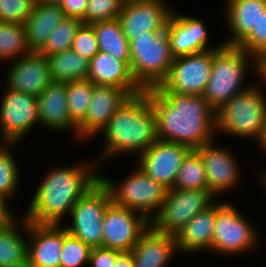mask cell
I'll use <instances>...</instances> for the list:
<instances>
[{"label":"cell","instance_id":"1","mask_svg":"<svg viewBox=\"0 0 266 267\" xmlns=\"http://www.w3.org/2000/svg\"><path fill=\"white\" fill-rule=\"evenodd\" d=\"M148 90L159 140L191 149L216 140V110L203 95L160 92L156 87Z\"/></svg>","mask_w":266,"mask_h":267},{"label":"cell","instance_id":"2","mask_svg":"<svg viewBox=\"0 0 266 267\" xmlns=\"http://www.w3.org/2000/svg\"><path fill=\"white\" fill-rule=\"evenodd\" d=\"M82 162L45 171L23 214L27 221L61 225L69 217L75 203L100 180L97 162Z\"/></svg>","mask_w":266,"mask_h":267},{"label":"cell","instance_id":"3","mask_svg":"<svg viewBox=\"0 0 266 267\" xmlns=\"http://www.w3.org/2000/svg\"><path fill=\"white\" fill-rule=\"evenodd\" d=\"M104 136L102 159H112L121 154L138 157L148 149L157 138L156 115L150 101L149 90L129 95L118 107L107 126L99 135ZM101 158V159H100Z\"/></svg>","mask_w":266,"mask_h":267},{"label":"cell","instance_id":"4","mask_svg":"<svg viewBox=\"0 0 266 267\" xmlns=\"http://www.w3.org/2000/svg\"><path fill=\"white\" fill-rule=\"evenodd\" d=\"M247 67L255 71V57L242 48L223 44L213 49L211 75L203 96L216 111L252 86L242 83L249 70Z\"/></svg>","mask_w":266,"mask_h":267},{"label":"cell","instance_id":"5","mask_svg":"<svg viewBox=\"0 0 266 267\" xmlns=\"http://www.w3.org/2000/svg\"><path fill=\"white\" fill-rule=\"evenodd\" d=\"M261 88V89H260ZM262 87L253 85L235 95L216 111L217 135L254 139L261 136L266 118V96Z\"/></svg>","mask_w":266,"mask_h":267},{"label":"cell","instance_id":"6","mask_svg":"<svg viewBox=\"0 0 266 267\" xmlns=\"http://www.w3.org/2000/svg\"><path fill=\"white\" fill-rule=\"evenodd\" d=\"M129 46L130 68L136 82L144 90L159 86L175 58L167 31L137 35L129 41Z\"/></svg>","mask_w":266,"mask_h":267},{"label":"cell","instance_id":"7","mask_svg":"<svg viewBox=\"0 0 266 267\" xmlns=\"http://www.w3.org/2000/svg\"><path fill=\"white\" fill-rule=\"evenodd\" d=\"M135 166L121 182L103 175L100 180L109 189L114 204L139 212L150 221L162 206L168 189Z\"/></svg>","mask_w":266,"mask_h":267},{"label":"cell","instance_id":"8","mask_svg":"<svg viewBox=\"0 0 266 267\" xmlns=\"http://www.w3.org/2000/svg\"><path fill=\"white\" fill-rule=\"evenodd\" d=\"M258 230L234 204L216 202V220L212 251L217 255H244L255 248L260 240Z\"/></svg>","mask_w":266,"mask_h":267},{"label":"cell","instance_id":"9","mask_svg":"<svg viewBox=\"0 0 266 267\" xmlns=\"http://www.w3.org/2000/svg\"><path fill=\"white\" fill-rule=\"evenodd\" d=\"M216 198L209 190L169 189L150 225L156 231L176 235L194 216L211 207Z\"/></svg>","mask_w":266,"mask_h":267},{"label":"cell","instance_id":"10","mask_svg":"<svg viewBox=\"0 0 266 267\" xmlns=\"http://www.w3.org/2000/svg\"><path fill=\"white\" fill-rule=\"evenodd\" d=\"M111 202L109 189L99 180L73 206L66 231L91 248L102 247L103 218Z\"/></svg>","mask_w":266,"mask_h":267},{"label":"cell","instance_id":"11","mask_svg":"<svg viewBox=\"0 0 266 267\" xmlns=\"http://www.w3.org/2000/svg\"><path fill=\"white\" fill-rule=\"evenodd\" d=\"M213 50L175 57L167 77L156 88L160 92L203 95L209 82Z\"/></svg>","mask_w":266,"mask_h":267},{"label":"cell","instance_id":"12","mask_svg":"<svg viewBox=\"0 0 266 267\" xmlns=\"http://www.w3.org/2000/svg\"><path fill=\"white\" fill-rule=\"evenodd\" d=\"M0 105V134L4 143H20L39 123L37 97L3 88ZM20 141V142H19Z\"/></svg>","mask_w":266,"mask_h":267},{"label":"cell","instance_id":"13","mask_svg":"<svg viewBox=\"0 0 266 267\" xmlns=\"http://www.w3.org/2000/svg\"><path fill=\"white\" fill-rule=\"evenodd\" d=\"M149 226L150 221L141 213L111 202L103 218L102 247L131 251Z\"/></svg>","mask_w":266,"mask_h":267},{"label":"cell","instance_id":"14","mask_svg":"<svg viewBox=\"0 0 266 267\" xmlns=\"http://www.w3.org/2000/svg\"><path fill=\"white\" fill-rule=\"evenodd\" d=\"M173 9L164 0H125L118 20L128 41L147 32H163Z\"/></svg>","mask_w":266,"mask_h":267},{"label":"cell","instance_id":"15","mask_svg":"<svg viewBox=\"0 0 266 267\" xmlns=\"http://www.w3.org/2000/svg\"><path fill=\"white\" fill-rule=\"evenodd\" d=\"M192 149L186 145L157 140L137 158V166L168 190L174 182L184 158Z\"/></svg>","mask_w":266,"mask_h":267},{"label":"cell","instance_id":"16","mask_svg":"<svg viewBox=\"0 0 266 267\" xmlns=\"http://www.w3.org/2000/svg\"><path fill=\"white\" fill-rule=\"evenodd\" d=\"M171 52L174 57L219 49L224 43L209 47V30L204 21L198 17L179 14L173 11L166 25Z\"/></svg>","mask_w":266,"mask_h":267},{"label":"cell","instance_id":"17","mask_svg":"<svg viewBox=\"0 0 266 267\" xmlns=\"http://www.w3.org/2000/svg\"><path fill=\"white\" fill-rule=\"evenodd\" d=\"M215 141L196 149L201 156L206 171L209 191L216 197L234 189L240 183L241 169L236 153L224 146H216ZM214 143V144H213Z\"/></svg>","mask_w":266,"mask_h":267},{"label":"cell","instance_id":"18","mask_svg":"<svg viewBox=\"0 0 266 267\" xmlns=\"http://www.w3.org/2000/svg\"><path fill=\"white\" fill-rule=\"evenodd\" d=\"M7 67L4 86L9 89L38 97L52 83L47 58L39 52L31 51Z\"/></svg>","mask_w":266,"mask_h":267},{"label":"cell","instance_id":"19","mask_svg":"<svg viewBox=\"0 0 266 267\" xmlns=\"http://www.w3.org/2000/svg\"><path fill=\"white\" fill-rule=\"evenodd\" d=\"M128 96L120 87L94 85L85 119L77 126L79 142L100 134Z\"/></svg>","mask_w":266,"mask_h":267},{"label":"cell","instance_id":"20","mask_svg":"<svg viewBox=\"0 0 266 267\" xmlns=\"http://www.w3.org/2000/svg\"><path fill=\"white\" fill-rule=\"evenodd\" d=\"M63 225L28 221L27 267H60Z\"/></svg>","mask_w":266,"mask_h":267},{"label":"cell","instance_id":"21","mask_svg":"<svg viewBox=\"0 0 266 267\" xmlns=\"http://www.w3.org/2000/svg\"><path fill=\"white\" fill-rule=\"evenodd\" d=\"M38 125L55 132H73L77 138V125L68 112L66 82H52L38 97ZM65 131V132H64Z\"/></svg>","mask_w":266,"mask_h":267},{"label":"cell","instance_id":"22","mask_svg":"<svg viewBox=\"0 0 266 267\" xmlns=\"http://www.w3.org/2000/svg\"><path fill=\"white\" fill-rule=\"evenodd\" d=\"M176 252L175 235L156 231L151 225L131 250L135 267H166Z\"/></svg>","mask_w":266,"mask_h":267},{"label":"cell","instance_id":"23","mask_svg":"<svg viewBox=\"0 0 266 267\" xmlns=\"http://www.w3.org/2000/svg\"><path fill=\"white\" fill-rule=\"evenodd\" d=\"M87 79L95 85L120 87L129 95L144 90L134 79L127 63L114 59L109 53L102 51L90 60Z\"/></svg>","mask_w":266,"mask_h":267},{"label":"cell","instance_id":"24","mask_svg":"<svg viewBox=\"0 0 266 267\" xmlns=\"http://www.w3.org/2000/svg\"><path fill=\"white\" fill-rule=\"evenodd\" d=\"M27 250L28 221L26 218L14 216L9 220L0 221V267H27Z\"/></svg>","mask_w":266,"mask_h":267},{"label":"cell","instance_id":"25","mask_svg":"<svg viewBox=\"0 0 266 267\" xmlns=\"http://www.w3.org/2000/svg\"><path fill=\"white\" fill-rule=\"evenodd\" d=\"M216 220V202L207 210L194 216L175 235L178 252L198 254L211 251Z\"/></svg>","mask_w":266,"mask_h":267},{"label":"cell","instance_id":"26","mask_svg":"<svg viewBox=\"0 0 266 267\" xmlns=\"http://www.w3.org/2000/svg\"><path fill=\"white\" fill-rule=\"evenodd\" d=\"M225 21L230 38L225 45L237 46L257 25L259 15L266 9V0H226Z\"/></svg>","mask_w":266,"mask_h":267},{"label":"cell","instance_id":"27","mask_svg":"<svg viewBox=\"0 0 266 267\" xmlns=\"http://www.w3.org/2000/svg\"><path fill=\"white\" fill-rule=\"evenodd\" d=\"M66 18L59 4L36 0L32 13L25 22L27 45L38 52L46 43L54 28Z\"/></svg>","mask_w":266,"mask_h":267},{"label":"cell","instance_id":"28","mask_svg":"<svg viewBox=\"0 0 266 267\" xmlns=\"http://www.w3.org/2000/svg\"><path fill=\"white\" fill-rule=\"evenodd\" d=\"M52 82L87 79L90 60L72 49L46 55Z\"/></svg>","mask_w":266,"mask_h":267},{"label":"cell","instance_id":"29","mask_svg":"<svg viewBox=\"0 0 266 267\" xmlns=\"http://www.w3.org/2000/svg\"><path fill=\"white\" fill-rule=\"evenodd\" d=\"M97 37L99 51L109 53L114 59L130 66V46L118 19L91 24Z\"/></svg>","mask_w":266,"mask_h":267},{"label":"cell","instance_id":"30","mask_svg":"<svg viewBox=\"0 0 266 267\" xmlns=\"http://www.w3.org/2000/svg\"><path fill=\"white\" fill-rule=\"evenodd\" d=\"M30 52L25 25L0 22V64L5 61L8 64Z\"/></svg>","mask_w":266,"mask_h":267},{"label":"cell","instance_id":"31","mask_svg":"<svg viewBox=\"0 0 266 267\" xmlns=\"http://www.w3.org/2000/svg\"><path fill=\"white\" fill-rule=\"evenodd\" d=\"M173 188L209 190L204 164L196 149L184 158Z\"/></svg>","mask_w":266,"mask_h":267},{"label":"cell","instance_id":"32","mask_svg":"<svg viewBox=\"0 0 266 267\" xmlns=\"http://www.w3.org/2000/svg\"><path fill=\"white\" fill-rule=\"evenodd\" d=\"M94 85L88 79L66 82L68 112L77 126L85 119Z\"/></svg>","mask_w":266,"mask_h":267},{"label":"cell","instance_id":"33","mask_svg":"<svg viewBox=\"0 0 266 267\" xmlns=\"http://www.w3.org/2000/svg\"><path fill=\"white\" fill-rule=\"evenodd\" d=\"M17 143H4L0 147V196L9 203L10 198L15 197L19 186L20 170L18 162L13 156L12 147Z\"/></svg>","mask_w":266,"mask_h":267},{"label":"cell","instance_id":"34","mask_svg":"<svg viewBox=\"0 0 266 267\" xmlns=\"http://www.w3.org/2000/svg\"><path fill=\"white\" fill-rule=\"evenodd\" d=\"M83 24L80 19L66 17L54 28L45 45L38 52L46 56L71 49L74 37Z\"/></svg>","mask_w":266,"mask_h":267},{"label":"cell","instance_id":"35","mask_svg":"<svg viewBox=\"0 0 266 267\" xmlns=\"http://www.w3.org/2000/svg\"><path fill=\"white\" fill-rule=\"evenodd\" d=\"M91 247L66 231L63 225V246L60 267H82L89 264Z\"/></svg>","mask_w":266,"mask_h":267},{"label":"cell","instance_id":"36","mask_svg":"<svg viewBox=\"0 0 266 267\" xmlns=\"http://www.w3.org/2000/svg\"><path fill=\"white\" fill-rule=\"evenodd\" d=\"M124 2L125 0H88L84 24L118 19Z\"/></svg>","mask_w":266,"mask_h":267},{"label":"cell","instance_id":"37","mask_svg":"<svg viewBox=\"0 0 266 267\" xmlns=\"http://www.w3.org/2000/svg\"><path fill=\"white\" fill-rule=\"evenodd\" d=\"M36 0H0V22L25 24Z\"/></svg>","mask_w":266,"mask_h":267},{"label":"cell","instance_id":"38","mask_svg":"<svg viewBox=\"0 0 266 267\" xmlns=\"http://www.w3.org/2000/svg\"><path fill=\"white\" fill-rule=\"evenodd\" d=\"M237 46L254 57L266 52V9L259 15L256 27Z\"/></svg>","mask_w":266,"mask_h":267},{"label":"cell","instance_id":"39","mask_svg":"<svg viewBox=\"0 0 266 267\" xmlns=\"http://www.w3.org/2000/svg\"><path fill=\"white\" fill-rule=\"evenodd\" d=\"M72 50L91 60L99 52L96 34L91 25L83 24L74 37Z\"/></svg>","mask_w":266,"mask_h":267},{"label":"cell","instance_id":"40","mask_svg":"<svg viewBox=\"0 0 266 267\" xmlns=\"http://www.w3.org/2000/svg\"><path fill=\"white\" fill-rule=\"evenodd\" d=\"M120 251L104 248L94 247L91 249L89 256V267H114V262Z\"/></svg>","mask_w":266,"mask_h":267},{"label":"cell","instance_id":"41","mask_svg":"<svg viewBox=\"0 0 266 267\" xmlns=\"http://www.w3.org/2000/svg\"><path fill=\"white\" fill-rule=\"evenodd\" d=\"M88 0H62L59 6L65 12L66 17L77 18L85 23V12Z\"/></svg>","mask_w":266,"mask_h":267},{"label":"cell","instance_id":"42","mask_svg":"<svg viewBox=\"0 0 266 267\" xmlns=\"http://www.w3.org/2000/svg\"><path fill=\"white\" fill-rule=\"evenodd\" d=\"M254 74H257L259 81L264 84H266V52L259 54L255 57V72Z\"/></svg>","mask_w":266,"mask_h":267},{"label":"cell","instance_id":"43","mask_svg":"<svg viewBox=\"0 0 266 267\" xmlns=\"http://www.w3.org/2000/svg\"><path fill=\"white\" fill-rule=\"evenodd\" d=\"M114 267H135L131 251L121 252L114 262Z\"/></svg>","mask_w":266,"mask_h":267},{"label":"cell","instance_id":"44","mask_svg":"<svg viewBox=\"0 0 266 267\" xmlns=\"http://www.w3.org/2000/svg\"><path fill=\"white\" fill-rule=\"evenodd\" d=\"M15 213V209H13V207L10 208V205L0 196V221L13 218L16 215Z\"/></svg>","mask_w":266,"mask_h":267},{"label":"cell","instance_id":"45","mask_svg":"<svg viewBox=\"0 0 266 267\" xmlns=\"http://www.w3.org/2000/svg\"><path fill=\"white\" fill-rule=\"evenodd\" d=\"M257 143L260 146V148L263 149L262 151H264V153L266 154V118H265V123H264L261 136L258 139Z\"/></svg>","mask_w":266,"mask_h":267},{"label":"cell","instance_id":"46","mask_svg":"<svg viewBox=\"0 0 266 267\" xmlns=\"http://www.w3.org/2000/svg\"><path fill=\"white\" fill-rule=\"evenodd\" d=\"M258 175H261L260 178H261V183H264L262 185H265L264 187H266V172L262 171V173L258 174ZM266 189V188H265Z\"/></svg>","mask_w":266,"mask_h":267},{"label":"cell","instance_id":"47","mask_svg":"<svg viewBox=\"0 0 266 267\" xmlns=\"http://www.w3.org/2000/svg\"><path fill=\"white\" fill-rule=\"evenodd\" d=\"M42 1L49 4H60L62 0H42Z\"/></svg>","mask_w":266,"mask_h":267},{"label":"cell","instance_id":"48","mask_svg":"<svg viewBox=\"0 0 266 267\" xmlns=\"http://www.w3.org/2000/svg\"><path fill=\"white\" fill-rule=\"evenodd\" d=\"M4 144V142L0 139V147Z\"/></svg>","mask_w":266,"mask_h":267}]
</instances>
